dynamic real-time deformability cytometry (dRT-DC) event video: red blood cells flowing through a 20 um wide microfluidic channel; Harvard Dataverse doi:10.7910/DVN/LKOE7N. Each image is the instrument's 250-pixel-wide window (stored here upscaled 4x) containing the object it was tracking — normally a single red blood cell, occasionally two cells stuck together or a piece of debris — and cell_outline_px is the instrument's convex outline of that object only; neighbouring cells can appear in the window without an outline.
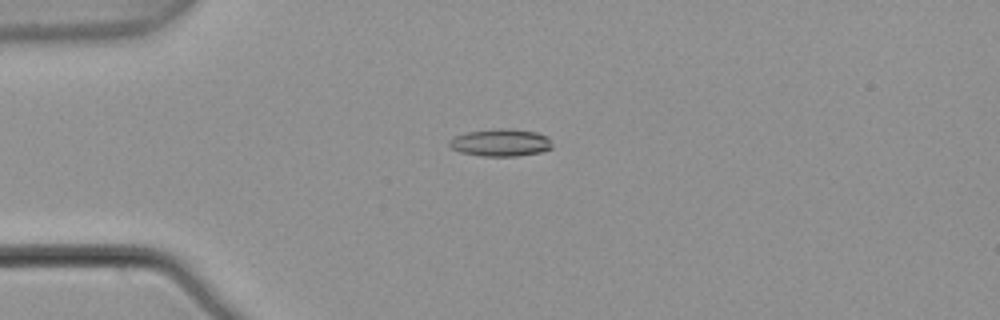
{"species": "common noctule bat (a hibernating species)", "species_latin": "Nyctalus noctula", "temperature_condition": "warm", "stored_images_in_passage": 4, "camera_frame_rate_fps": 3000, "um_per_image_px": 0.085, "animal": {"sex": "male", "body_mass_g": 21.5, "forearm_length_mm": 52.0}, "frame": {"image": 1, "passage_image": 3, "time_ms": 0.667, "image_size_px": [1000, 320], "cell_outline_px": [[552, 148], [540, 152], [516, 156], [480, 156], [460, 152], [452, 148], [448, 144], [448, 140], [456, 136], [468, 132], [500, 128], [504, 128], [536, 132], [548, 136], [552, 144]], "centroid_in_image_um": [42.56, 12.13], "position_along_channel_um": 42.4, "area_um2": 16.36}}